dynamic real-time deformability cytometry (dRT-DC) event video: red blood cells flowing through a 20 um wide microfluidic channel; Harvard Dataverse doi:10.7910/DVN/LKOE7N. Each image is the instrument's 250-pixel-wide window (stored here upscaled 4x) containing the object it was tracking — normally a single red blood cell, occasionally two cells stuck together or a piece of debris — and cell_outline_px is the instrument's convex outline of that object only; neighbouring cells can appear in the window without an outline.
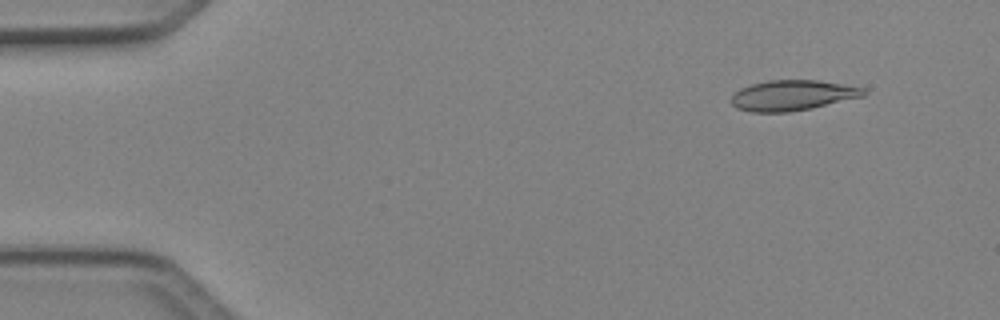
{"species": "Egyptian fruit bat (a non-hibernating species)", "species_latin": "Rousettus aegyptiacus", "temperature_condition": "cold", "stored_images_in_passage": 5, "camera_frame_rate_fps": 3000, "um_per_image_px": 0.085, "animal": {"sex": "female"}, "frame": {"image": 1, "passage_image": 2, "time_ms": 0.333, "image_size_px": [1000, 320], "cell_outline_px": [[868, 92], [864, 96], [812, 108], [788, 112], [752, 112], [736, 108], [728, 100], [740, 88], [752, 84], [768, 80], [820, 80], [864, 88]], "centroid_in_image_um": [67.35, 8.1], "position_along_channel_um": 17.6, "area_um2": 23.52}}
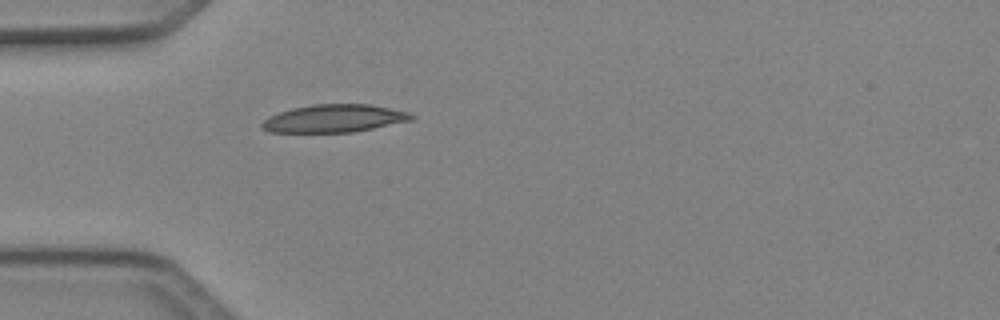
{"frame": {"image": 2, "passage_image": 5, "time_ms": 1.333, "image_size_px": [1000, 320], "cell_outline_px": [[416, 116], [412, 120], [352, 132], [268, 132], [260, 128], [260, 124], [268, 116], [292, 108], [312, 104], [372, 104], [408, 112]], "centroid_in_image_um": [28.37, 10.06], "position_along_channel_um": 56.6, "area_um2": 24.22}}